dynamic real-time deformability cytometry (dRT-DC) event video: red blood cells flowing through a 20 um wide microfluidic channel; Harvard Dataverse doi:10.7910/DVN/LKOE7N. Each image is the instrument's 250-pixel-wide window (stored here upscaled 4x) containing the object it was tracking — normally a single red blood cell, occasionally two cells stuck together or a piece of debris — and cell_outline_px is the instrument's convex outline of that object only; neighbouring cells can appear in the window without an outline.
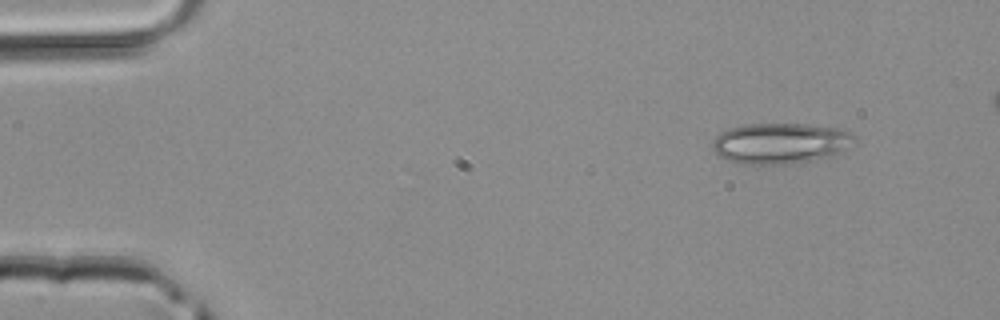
{"species": "common noctule bat (a hibernating species)", "species_latin": "Nyctalus noctula", "temperature_condition": "room temperature", "stored_images_in_passage": 3, "camera_frame_rate_fps": 3000, "um_per_image_px": 0.085, "animal": {"sex": "male", "body_mass_g": 20.4}, "frame": {"image": 1, "passage_image": 1, "time_ms": 0.0, "image_size_px": [1000, 320], "cell_outline_px": [[856, 140], [844, 152], [812, 160], [792, 164], [732, 164], [720, 156], [712, 148], [712, 140], [720, 132], [728, 128], [744, 124], [808, 124], [836, 128], [848, 132], [856, 136]], "centroid_in_image_um": [66.3, 12.19], "position_along_channel_um": 18.7, "area_um2": 34.1}}